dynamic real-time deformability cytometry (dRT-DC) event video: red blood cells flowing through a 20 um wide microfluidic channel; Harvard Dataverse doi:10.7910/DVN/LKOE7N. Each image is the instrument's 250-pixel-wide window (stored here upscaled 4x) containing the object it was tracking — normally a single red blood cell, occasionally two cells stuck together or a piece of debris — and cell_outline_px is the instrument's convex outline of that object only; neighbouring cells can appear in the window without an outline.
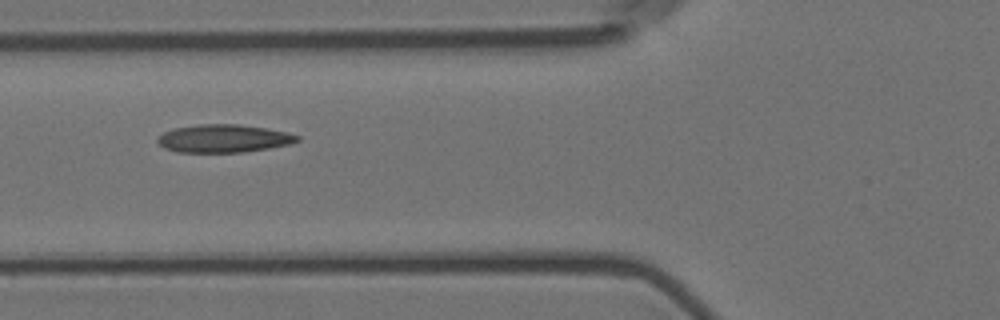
{"species": "Egyptian fruit bat (a non-hibernating species)", "species_latin": "Rousettus aegyptiacus", "temperature_condition": "room temperature", "stored_images_in_passage": 7, "camera_frame_rate_fps": 3000, "um_per_image_px": 0.085, "animal": {"sex": "female"}, "frame": {"image": 1, "passage_image": 6, "time_ms": 1.667, "image_size_px": [1000, 320], "cell_outline_px": [[300, 140], [288, 144], [268, 148], [244, 152], [176, 152], [164, 148], [156, 140], [164, 132], [176, 128], [200, 124], [240, 124], [288, 132], [300, 136]], "centroid_in_image_um": [19.02, 11.77], "position_along_channel_um": 106.8, "area_um2": 22.6}}
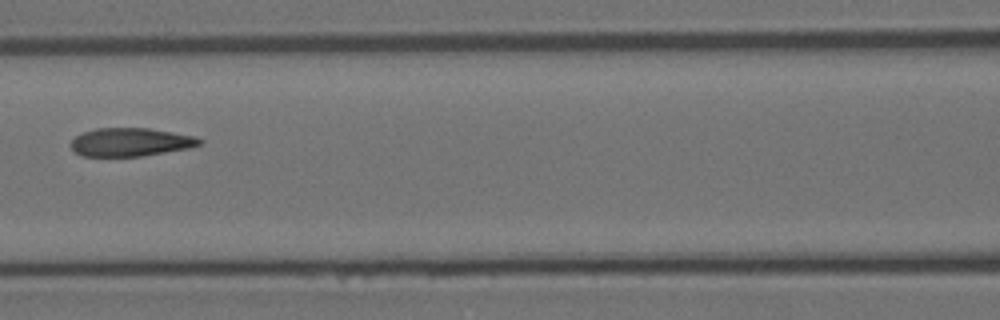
{"frame": {"image": 2, "passage_image": 7, "time_ms": 2.0, "image_size_px": [1000, 320], "cell_outline_px": [[204, 140], [200, 144], [188, 148], [140, 156], [80, 156], [68, 144], [76, 136], [84, 132], [96, 128], [148, 128], [196, 136]], "centroid_in_image_um": [11.08, 12.07], "position_along_channel_um": 155.5, "area_um2": 21.15}}